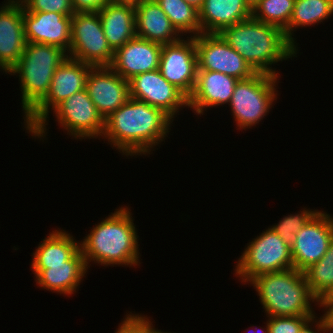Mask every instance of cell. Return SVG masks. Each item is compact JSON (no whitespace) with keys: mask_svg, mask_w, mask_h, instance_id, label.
<instances>
[{"mask_svg":"<svg viewBox=\"0 0 333 333\" xmlns=\"http://www.w3.org/2000/svg\"><path fill=\"white\" fill-rule=\"evenodd\" d=\"M264 324H266L265 325L266 327H264V328L260 327V329H259V327H257V328L253 327L254 328L253 331H251V330L248 329L247 332L249 333V331H250V333H269L268 322L265 321Z\"/></svg>","mask_w":333,"mask_h":333,"instance_id":"obj_38","label":"cell"},{"mask_svg":"<svg viewBox=\"0 0 333 333\" xmlns=\"http://www.w3.org/2000/svg\"><path fill=\"white\" fill-rule=\"evenodd\" d=\"M98 14L107 42L113 51L136 36L133 3L112 1L104 5Z\"/></svg>","mask_w":333,"mask_h":333,"instance_id":"obj_23","label":"cell"},{"mask_svg":"<svg viewBox=\"0 0 333 333\" xmlns=\"http://www.w3.org/2000/svg\"><path fill=\"white\" fill-rule=\"evenodd\" d=\"M114 333H141L152 321L147 315L127 313Z\"/></svg>","mask_w":333,"mask_h":333,"instance_id":"obj_32","label":"cell"},{"mask_svg":"<svg viewBox=\"0 0 333 333\" xmlns=\"http://www.w3.org/2000/svg\"><path fill=\"white\" fill-rule=\"evenodd\" d=\"M113 0H71L74 13L98 12L104 5Z\"/></svg>","mask_w":333,"mask_h":333,"instance_id":"obj_34","label":"cell"},{"mask_svg":"<svg viewBox=\"0 0 333 333\" xmlns=\"http://www.w3.org/2000/svg\"><path fill=\"white\" fill-rule=\"evenodd\" d=\"M26 0H4L3 2L5 3H10V4H20V5H23V3L25 2Z\"/></svg>","mask_w":333,"mask_h":333,"instance_id":"obj_41","label":"cell"},{"mask_svg":"<svg viewBox=\"0 0 333 333\" xmlns=\"http://www.w3.org/2000/svg\"><path fill=\"white\" fill-rule=\"evenodd\" d=\"M38 287L70 297L78 291L88 268L79 249L66 265H31ZM77 290V291H76Z\"/></svg>","mask_w":333,"mask_h":333,"instance_id":"obj_19","label":"cell"},{"mask_svg":"<svg viewBox=\"0 0 333 333\" xmlns=\"http://www.w3.org/2000/svg\"><path fill=\"white\" fill-rule=\"evenodd\" d=\"M187 4L195 7L196 9L200 10L204 0H184Z\"/></svg>","mask_w":333,"mask_h":333,"instance_id":"obj_37","label":"cell"},{"mask_svg":"<svg viewBox=\"0 0 333 333\" xmlns=\"http://www.w3.org/2000/svg\"><path fill=\"white\" fill-rule=\"evenodd\" d=\"M135 5L136 36L161 45L180 40L182 36L156 0H141Z\"/></svg>","mask_w":333,"mask_h":333,"instance_id":"obj_21","label":"cell"},{"mask_svg":"<svg viewBox=\"0 0 333 333\" xmlns=\"http://www.w3.org/2000/svg\"><path fill=\"white\" fill-rule=\"evenodd\" d=\"M162 45L135 36L114 51L110 67L129 81L134 76L159 69Z\"/></svg>","mask_w":333,"mask_h":333,"instance_id":"obj_17","label":"cell"},{"mask_svg":"<svg viewBox=\"0 0 333 333\" xmlns=\"http://www.w3.org/2000/svg\"><path fill=\"white\" fill-rule=\"evenodd\" d=\"M295 0H260L252 9L255 20L285 29L290 22Z\"/></svg>","mask_w":333,"mask_h":333,"instance_id":"obj_28","label":"cell"},{"mask_svg":"<svg viewBox=\"0 0 333 333\" xmlns=\"http://www.w3.org/2000/svg\"><path fill=\"white\" fill-rule=\"evenodd\" d=\"M93 66L67 57L55 70L46 96L25 116L24 128L31 138L46 141L49 113L73 94L86 89L87 76ZM43 137V138H42ZM44 139V140H43Z\"/></svg>","mask_w":333,"mask_h":333,"instance_id":"obj_6","label":"cell"},{"mask_svg":"<svg viewBox=\"0 0 333 333\" xmlns=\"http://www.w3.org/2000/svg\"><path fill=\"white\" fill-rule=\"evenodd\" d=\"M244 2L249 6V8L252 10L259 2L260 0H244Z\"/></svg>","mask_w":333,"mask_h":333,"instance_id":"obj_40","label":"cell"},{"mask_svg":"<svg viewBox=\"0 0 333 333\" xmlns=\"http://www.w3.org/2000/svg\"><path fill=\"white\" fill-rule=\"evenodd\" d=\"M162 45L159 71L161 75L187 98L192 94L197 77L195 37L186 36Z\"/></svg>","mask_w":333,"mask_h":333,"instance_id":"obj_12","label":"cell"},{"mask_svg":"<svg viewBox=\"0 0 333 333\" xmlns=\"http://www.w3.org/2000/svg\"><path fill=\"white\" fill-rule=\"evenodd\" d=\"M322 258H328V259L333 260V238L331 239V241L329 243L327 252L325 253V255Z\"/></svg>","mask_w":333,"mask_h":333,"instance_id":"obj_39","label":"cell"},{"mask_svg":"<svg viewBox=\"0 0 333 333\" xmlns=\"http://www.w3.org/2000/svg\"><path fill=\"white\" fill-rule=\"evenodd\" d=\"M246 245L233 269L244 285L260 274L294 268L291 247L270 227Z\"/></svg>","mask_w":333,"mask_h":333,"instance_id":"obj_8","label":"cell"},{"mask_svg":"<svg viewBox=\"0 0 333 333\" xmlns=\"http://www.w3.org/2000/svg\"><path fill=\"white\" fill-rule=\"evenodd\" d=\"M130 97L159 108L173 120L179 110L188 108V98L173 84L169 83L159 69L144 72L129 80Z\"/></svg>","mask_w":333,"mask_h":333,"instance_id":"obj_14","label":"cell"},{"mask_svg":"<svg viewBox=\"0 0 333 333\" xmlns=\"http://www.w3.org/2000/svg\"><path fill=\"white\" fill-rule=\"evenodd\" d=\"M318 209L302 208L299 213L288 214L279 220L276 224L269 226L283 241L292 246L296 233L312 218Z\"/></svg>","mask_w":333,"mask_h":333,"instance_id":"obj_29","label":"cell"},{"mask_svg":"<svg viewBox=\"0 0 333 333\" xmlns=\"http://www.w3.org/2000/svg\"><path fill=\"white\" fill-rule=\"evenodd\" d=\"M127 206L118 209L95 224L80 241L86 267L90 262L99 266H140L139 236L132 212Z\"/></svg>","mask_w":333,"mask_h":333,"instance_id":"obj_2","label":"cell"},{"mask_svg":"<svg viewBox=\"0 0 333 333\" xmlns=\"http://www.w3.org/2000/svg\"><path fill=\"white\" fill-rule=\"evenodd\" d=\"M156 2L182 36L186 37L188 34V37H195L201 33L198 9L184 0H156Z\"/></svg>","mask_w":333,"mask_h":333,"instance_id":"obj_26","label":"cell"},{"mask_svg":"<svg viewBox=\"0 0 333 333\" xmlns=\"http://www.w3.org/2000/svg\"><path fill=\"white\" fill-rule=\"evenodd\" d=\"M71 21L72 16L57 12L26 11L23 8L26 41L54 45L67 53L71 46Z\"/></svg>","mask_w":333,"mask_h":333,"instance_id":"obj_16","label":"cell"},{"mask_svg":"<svg viewBox=\"0 0 333 333\" xmlns=\"http://www.w3.org/2000/svg\"><path fill=\"white\" fill-rule=\"evenodd\" d=\"M318 318V319H317ZM313 326V327H312ZM332 326L327 312L320 317H311L299 330L298 333H332Z\"/></svg>","mask_w":333,"mask_h":333,"instance_id":"obj_33","label":"cell"},{"mask_svg":"<svg viewBox=\"0 0 333 333\" xmlns=\"http://www.w3.org/2000/svg\"><path fill=\"white\" fill-rule=\"evenodd\" d=\"M237 82V78L221 72L197 70L195 87L188 98V108L201 117L210 108L226 106Z\"/></svg>","mask_w":333,"mask_h":333,"instance_id":"obj_20","label":"cell"},{"mask_svg":"<svg viewBox=\"0 0 333 333\" xmlns=\"http://www.w3.org/2000/svg\"><path fill=\"white\" fill-rule=\"evenodd\" d=\"M303 272L311 294L323 309L333 299V260L321 258Z\"/></svg>","mask_w":333,"mask_h":333,"instance_id":"obj_27","label":"cell"},{"mask_svg":"<svg viewBox=\"0 0 333 333\" xmlns=\"http://www.w3.org/2000/svg\"><path fill=\"white\" fill-rule=\"evenodd\" d=\"M32 253L31 265H66L79 249L80 240L63 229H53Z\"/></svg>","mask_w":333,"mask_h":333,"instance_id":"obj_24","label":"cell"},{"mask_svg":"<svg viewBox=\"0 0 333 333\" xmlns=\"http://www.w3.org/2000/svg\"><path fill=\"white\" fill-rule=\"evenodd\" d=\"M249 284L257 292L266 317L316 315L312 307H322L311 294L304 272L295 268L260 274Z\"/></svg>","mask_w":333,"mask_h":333,"instance_id":"obj_4","label":"cell"},{"mask_svg":"<svg viewBox=\"0 0 333 333\" xmlns=\"http://www.w3.org/2000/svg\"><path fill=\"white\" fill-rule=\"evenodd\" d=\"M67 57L57 46L27 42L18 64L8 73L19 77L24 117L46 96L55 70Z\"/></svg>","mask_w":333,"mask_h":333,"instance_id":"obj_5","label":"cell"},{"mask_svg":"<svg viewBox=\"0 0 333 333\" xmlns=\"http://www.w3.org/2000/svg\"><path fill=\"white\" fill-rule=\"evenodd\" d=\"M86 90L104 120L131 98L129 81L110 66L92 67Z\"/></svg>","mask_w":333,"mask_h":333,"instance_id":"obj_15","label":"cell"},{"mask_svg":"<svg viewBox=\"0 0 333 333\" xmlns=\"http://www.w3.org/2000/svg\"><path fill=\"white\" fill-rule=\"evenodd\" d=\"M280 77L257 72L250 78L238 80L228 104L238 130L255 128L268 115L279 96Z\"/></svg>","mask_w":333,"mask_h":333,"instance_id":"obj_7","label":"cell"},{"mask_svg":"<svg viewBox=\"0 0 333 333\" xmlns=\"http://www.w3.org/2000/svg\"><path fill=\"white\" fill-rule=\"evenodd\" d=\"M315 315L268 316L269 333H298L301 327Z\"/></svg>","mask_w":333,"mask_h":333,"instance_id":"obj_30","label":"cell"},{"mask_svg":"<svg viewBox=\"0 0 333 333\" xmlns=\"http://www.w3.org/2000/svg\"><path fill=\"white\" fill-rule=\"evenodd\" d=\"M220 35L256 72L279 76L274 64L297 57L298 50L278 26L253 17L225 28Z\"/></svg>","mask_w":333,"mask_h":333,"instance_id":"obj_3","label":"cell"},{"mask_svg":"<svg viewBox=\"0 0 333 333\" xmlns=\"http://www.w3.org/2000/svg\"><path fill=\"white\" fill-rule=\"evenodd\" d=\"M23 5H0V71L7 74L18 64L27 44Z\"/></svg>","mask_w":333,"mask_h":333,"instance_id":"obj_18","label":"cell"},{"mask_svg":"<svg viewBox=\"0 0 333 333\" xmlns=\"http://www.w3.org/2000/svg\"><path fill=\"white\" fill-rule=\"evenodd\" d=\"M332 238L333 217L323 210H318L296 233L291 246L294 268L304 271L318 262L327 252Z\"/></svg>","mask_w":333,"mask_h":333,"instance_id":"obj_13","label":"cell"},{"mask_svg":"<svg viewBox=\"0 0 333 333\" xmlns=\"http://www.w3.org/2000/svg\"><path fill=\"white\" fill-rule=\"evenodd\" d=\"M114 2H124V3H137L140 2L141 0H113Z\"/></svg>","mask_w":333,"mask_h":333,"instance_id":"obj_42","label":"cell"},{"mask_svg":"<svg viewBox=\"0 0 333 333\" xmlns=\"http://www.w3.org/2000/svg\"><path fill=\"white\" fill-rule=\"evenodd\" d=\"M333 16V0H295L289 25L284 29L288 40L298 49L295 33L297 29L323 23Z\"/></svg>","mask_w":333,"mask_h":333,"instance_id":"obj_25","label":"cell"},{"mask_svg":"<svg viewBox=\"0 0 333 333\" xmlns=\"http://www.w3.org/2000/svg\"><path fill=\"white\" fill-rule=\"evenodd\" d=\"M153 322H151L141 333H171V332H163L161 330H158L157 328H155L152 324ZM175 333V332H174Z\"/></svg>","mask_w":333,"mask_h":333,"instance_id":"obj_36","label":"cell"},{"mask_svg":"<svg viewBox=\"0 0 333 333\" xmlns=\"http://www.w3.org/2000/svg\"><path fill=\"white\" fill-rule=\"evenodd\" d=\"M173 121L163 110L130 98L105 119L101 138L123 156H149L165 142Z\"/></svg>","mask_w":333,"mask_h":333,"instance_id":"obj_1","label":"cell"},{"mask_svg":"<svg viewBox=\"0 0 333 333\" xmlns=\"http://www.w3.org/2000/svg\"><path fill=\"white\" fill-rule=\"evenodd\" d=\"M56 122L74 139H101L105 120L99 114L86 89L73 94L54 110Z\"/></svg>","mask_w":333,"mask_h":333,"instance_id":"obj_10","label":"cell"},{"mask_svg":"<svg viewBox=\"0 0 333 333\" xmlns=\"http://www.w3.org/2000/svg\"><path fill=\"white\" fill-rule=\"evenodd\" d=\"M114 51L102 29L98 12L74 13L68 57L93 67L110 66Z\"/></svg>","mask_w":333,"mask_h":333,"instance_id":"obj_9","label":"cell"},{"mask_svg":"<svg viewBox=\"0 0 333 333\" xmlns=\"http://www.w3.org/2000/svg\"><path fill=\"white\" fill-rule=\"evenodd\" d=\"M23 7L26 11L57 12L65 16L74 14L71 0H26Z\"/></svg>","mask_w":333,"mask_h":333,"instance_id":"obj_31","label":"cell"},{"mask_svg":"<svg viewBox=\"0 0 333 333\" xmlns=\"http://www.w3.org/2000/svg\"><path fill=\"white\" fill-rule=\"evenodd\" d=\"M252 17L244 0H204L199 10L201 33L220 34L225 28Z\"/></svg>","mask_w":333,"mask_h":333,"instance_id":"obj_22","label":"cell"},{"mask_svg":"<svg viewBox=\"0 0 333 333\" xmlns=\"http://www.w3.org/2000/svg\"><path fill=\"white\" fill-rule=\"evenodd\" d=\"M321 310H326L333 331V299Z\"/></svg>","mask_w":333,"mask_h":333,"instance_id":"obj_35","label":"cell"},{"mask_svg":"<svg viewBox=\"0 0 333 333\" xmlns=\"http://www.w3.org/2000/svg\"><path fill=\"white\" fill-rule=\"evenodd\" d=\"M195 45L197 70L217 71L238 80L250 78L257 73L220 34L200 33L195 36Z\"/></svg>","mask_w":333,"mask_h":333,"instance_id":"obj_11","label":"cell"}]
</instances>
